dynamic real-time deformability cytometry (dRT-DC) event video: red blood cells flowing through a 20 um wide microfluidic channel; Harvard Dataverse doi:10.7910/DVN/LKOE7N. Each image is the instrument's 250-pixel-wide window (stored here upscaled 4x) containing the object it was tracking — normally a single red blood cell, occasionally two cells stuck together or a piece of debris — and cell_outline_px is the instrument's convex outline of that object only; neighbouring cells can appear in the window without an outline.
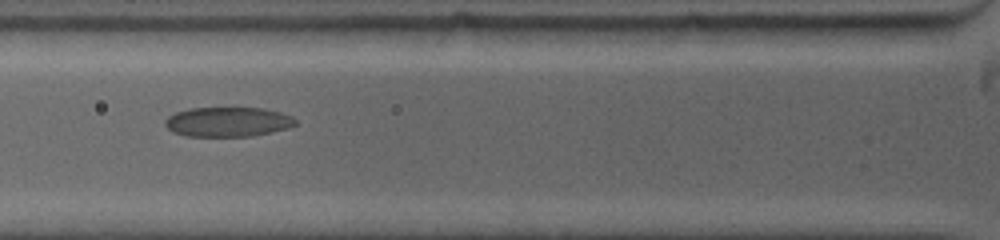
{"species": "common noctule bat (a hibernating species)", "species_latin": "Nyctalus noctula", "temperature_condition": "warm", "stored_images_in_passage": 6, "camera_frame_rate_fps": 5000, "um_per_image_px": 0.085, "animal": {"sex": "female", "body_mass_g": 19.0, "forearm_length_mm": 53.3}, "frame": {"image": 1, "passage_image": 2, "time_ms": 0.8, "image_size_px": [1000, 240], "cell_outline_px": [[296, 124], [288, 128], [272, 132], [252, 136], [184, 136], [172, 132], [164, 124], [164, 120], [168, 116], [176, 112], [188, 108], [264, 108], [280, 112], [292, 116], [296, 120]], "centroid_in_image_um": [19.35, 10.36], "position_along_channel_um": 106.5, "area_um2": 22.66}}
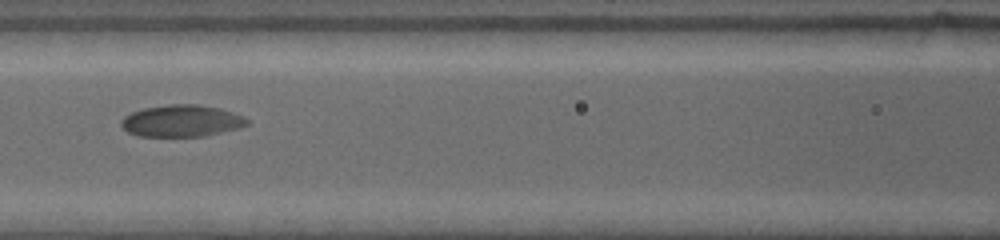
{"frame": {"image": 2, "passage_image": 5, "time_ms": 2.0, "image_size_px": [1000, 240], "cell_outline_px": [[248, 124], [240, 128], [208, 136], [136, 136], [128, 132], [120, 124], [120, 120], [124, 116], [132, 112], [144, 108], [168, 104], [196, 104], [220, 108], [244, 116], [248, 120]], "centroid_in_image_um": [15.45, 10.28], "position_along_channel_um": 151.2, "area_um2": 23.52}}